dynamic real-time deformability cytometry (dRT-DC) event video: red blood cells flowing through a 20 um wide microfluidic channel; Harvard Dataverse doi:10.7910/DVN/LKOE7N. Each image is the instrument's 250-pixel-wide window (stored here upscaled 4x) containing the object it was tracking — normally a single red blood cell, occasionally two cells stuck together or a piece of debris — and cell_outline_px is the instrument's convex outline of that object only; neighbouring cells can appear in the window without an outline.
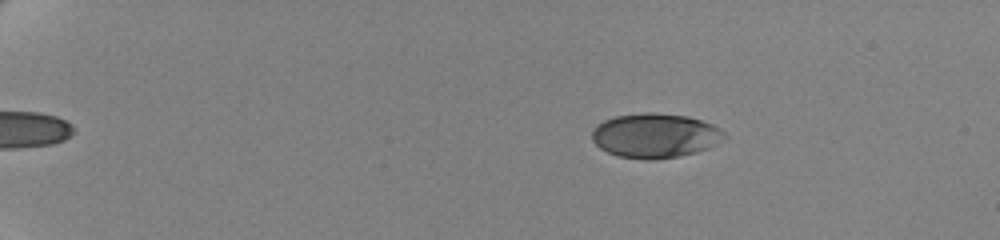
{"species": "human", "species_latin": "Homo sapiens", "temperature_condition": "cold", "stored_images_in_passage": 56, "camera_frame_rate_fps": 3000, "um_per_image_px": 0.085, "donor": {"sex": "female"}, "frame": {"image": 1, "passage_image": 7, "time_ms": 2.0, "image_size_px": [1000, 240], "cell_outline_px": [[728, 140], [708, 148], [696, 152], [656, 160], [648, 160], [620, 156], [608, 152], [600, 148], [592, 140], [592, 132], [596, 124], [604, 120], [616, 116], [644, 112], [656, 112], [688, 116], [712, 124], [720, 128], [728, 136]], "centroid_in_image_um": [55.73, 11.52], "position_along_channel_um": 29.3, "area_um2": 34.62}}
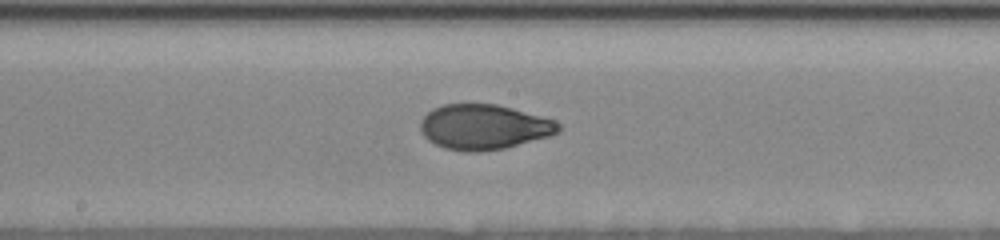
{"frame": {"image": 2, "passage_image": 32, "time_ms": 10.333, "image_size_px": [1000, 240], "cell_outline_px": [[560, 132], [552, 136], [504, 148], [476, 152], [464, 152], [444, 148], [428, 140], [424, 136], [420, 128], [420, 120], [432, 108], [444, 104], [496, 104], [512, 108], [556, 120], [560, 124]], "centroid_in_image_um": [41.14, 10.79], "position_along_channel_um": 207.1, "area_um2": 36.47}}
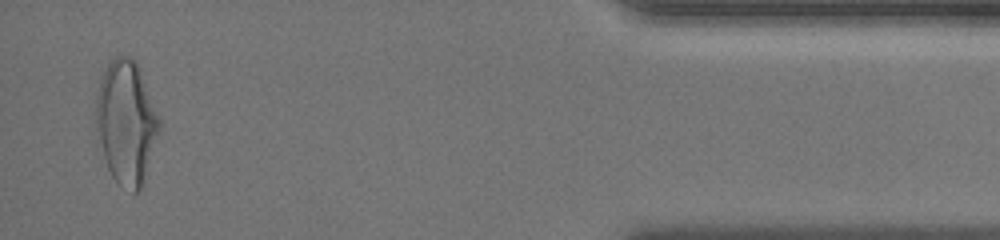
{"frame": {"image": 3, "passage_image": 55, "time_ms": 18.0, "image_size_px": [1000, 240], "cell_outline_px": [[160, 128], [140, 188], [136, 192], [132, 192], [120, 184], [112, 176], [108, 168], [104, 156], [96, 124], [96, 92], [100, 80], [108, 64], [116, 56], [132, 56], [136, 60], [140, 68], [160, 120]], "centroid_in_image_um": [10.73, 10.32], "position_along_channel_um": 424.5, "area_um2": 44.62}, "authors_computed_cell_mechanics": {"area_um2": 35.8938, "velocity_mm_per_s": 3.4905, "shape_relaxation_time_tau1_ms": 5.0418, "shape_relaxation_time_tau2_ms": 1.0775, "deformation_change_tau1": 0.1733, "deformation_change_tau2": 0.0598}}